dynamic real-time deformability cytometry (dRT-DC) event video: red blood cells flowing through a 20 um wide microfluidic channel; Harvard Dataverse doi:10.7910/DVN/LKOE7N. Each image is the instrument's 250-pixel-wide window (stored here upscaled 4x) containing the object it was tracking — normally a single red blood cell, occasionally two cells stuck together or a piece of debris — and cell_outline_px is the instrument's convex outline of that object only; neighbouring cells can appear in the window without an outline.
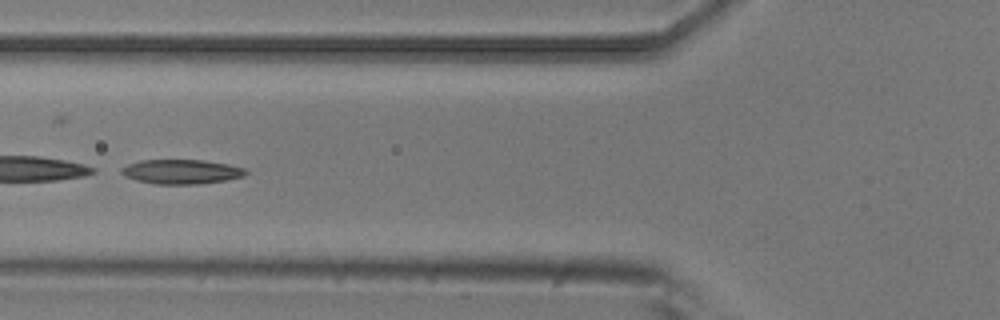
{"species": "common noctule bat (a hibernating species)", "species_latin": "Nyctalus noctula", "temperature_condition": "room temperature", "stored_images_in_passage": 7, "camera_frame_rate_fps": 3000, "um_per_image_px": 0.085, "animal": {"sex": "male", "body_mass_g": 20.5, "forearm_length_mm": 52.5}, "frame": {"image": 1, "passage_image": 6, "time_ms": 1.667, "image_size_px": [1000, 320], "cell_outline_px": [[248, 172], [244, 176], [224, 180], [196, 184], [152, 184], [136, 180], [124, 176], [120, 172], [120, 168], [128, 164], [140, 160], [204, 160], [228, 164], [244, 168]], "centroid_in_image_um": [15.37, 14.59], "position_along_channel_um": 110.4, "area_um2": 17.74}}
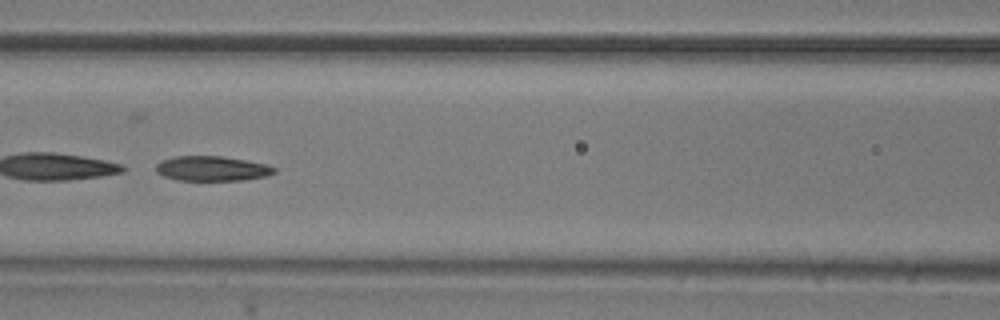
{"frame": {"image": 2, "passage_image": 7, "time_ms": 2.0, "image_size_px": [1000, 320], "cell_outline_px": [[276, 172], [268, 176], [244, 180], [176, 180], [164, 176], [156, 172], [156, 164], [160, 160], [176, 156], [220, 156], [244, 160], [264, 164], [276, 168]], "centroid_in_image_um": [18.0, 14.33], "position_along_channel_um": 148.6, "area_um2": 17.11}}